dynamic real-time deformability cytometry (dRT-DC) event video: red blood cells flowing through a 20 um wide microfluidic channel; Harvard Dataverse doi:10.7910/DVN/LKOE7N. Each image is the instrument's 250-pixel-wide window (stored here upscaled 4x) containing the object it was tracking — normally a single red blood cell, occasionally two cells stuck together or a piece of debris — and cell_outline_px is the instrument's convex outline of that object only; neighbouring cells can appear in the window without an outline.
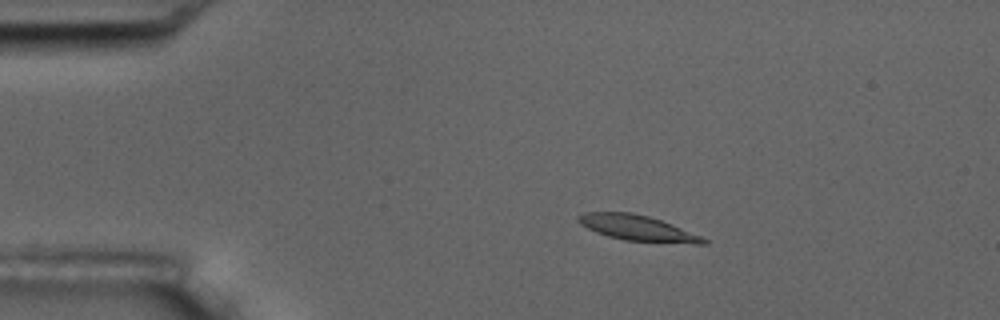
{"species": "common noctule bat (a hibernating species)", "species_latin": "Nyctalus noctula", "temperature_condition": "room temperature", "stored_images_in_passage": 4, "camera_frame_rate_fps": 3000, "um_per_image_px": 0.085, "animal": {"sex": "male", "body_mass_g": 17.5, "forearm_length_mm": 52.3}, "frame": {"image": 1, "passage_image": 2, "time_ms": 1.0, "image_size_px": [1000, 320], "cell_outline_px": [[708, 244], [696, 244], [624, 240], [608, 236], [596, 232], [580, 224], [576, 220], [576, 216], [584, 212], [632, 212], [648, 216], [672, 224], [700, 236], [708, 240]], "centroid_in_image_um": [54.16, 19.37], "position_along_channel_um": 30.8, "area_um2": 18.55}}
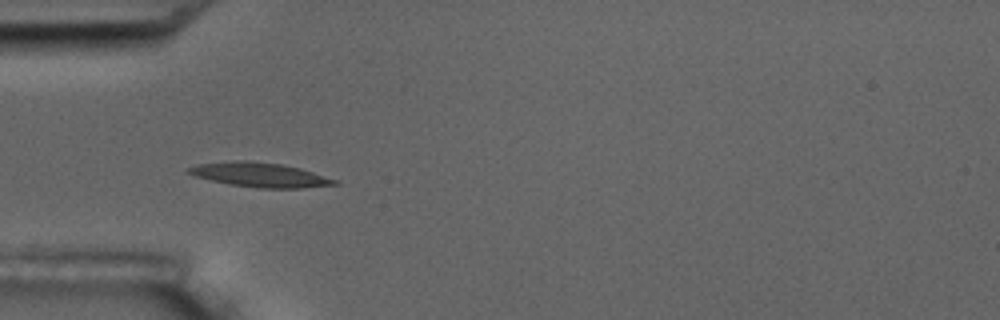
{"frame": {"image": 2, "passage_image": 4, "time_ms": 3.333, "image_size_px": [1000, 320], "cell_outline_px": [[340, 184], [300, 188], [260, 188], [232, 184], [212, 180], [196, 176], [184, 172], [184, 168], [196, 164], [236, 160], [244, 160], [280, 164], [300, 168], [336, 180]], "centroid_in_image_um": [22.02, 14.85], "position_along_channel_um": 63.0, "area_um2": 20.58}}